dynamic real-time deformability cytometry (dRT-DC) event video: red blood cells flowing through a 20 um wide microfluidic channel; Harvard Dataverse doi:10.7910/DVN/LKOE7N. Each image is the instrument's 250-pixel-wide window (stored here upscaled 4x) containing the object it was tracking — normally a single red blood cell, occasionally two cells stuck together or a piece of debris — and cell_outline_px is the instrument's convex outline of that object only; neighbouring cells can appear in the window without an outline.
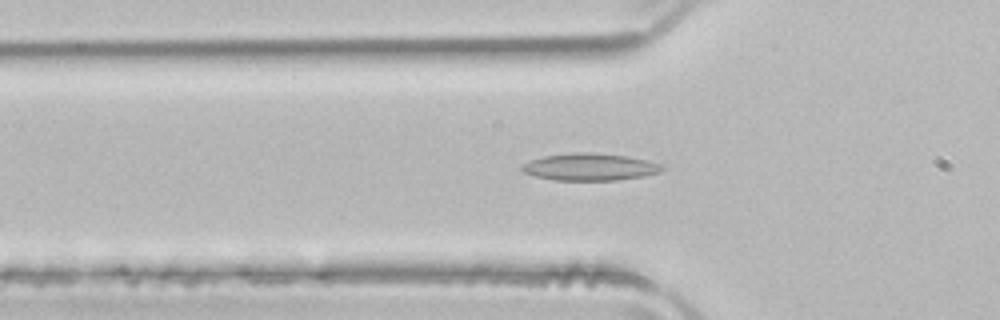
{"species": "common noctule bat (a hibernating species)", "species_latin": "Nyctalus noctula", "temperature_condition": "room temperature", "stored_images_in_passage": 49, "camera_frame_rate_fps": 3000, "um_per_image_px": 0.085, "animal": {"sex": "male", "body_mass_g": 21.5, "forearm_length_mm": 52.0}, "frame": {"image": 1, "passage_image": 17, "time_ms": 5.333, "image_size_px": [1000, 320], "cell_outline_px": [[664, 172], [644, 176], [616, 180], [552, 180], [536, 176], [524, 172], [520, 168], [524, 164], [532, 160], [544, 156], [576, 152], [592, 152], [624, 156], [664, 164]], "centroid_in_image_um": [50.19, 14.19], "position_along_channel_um": 75.6, "area_um2": 22.08}}
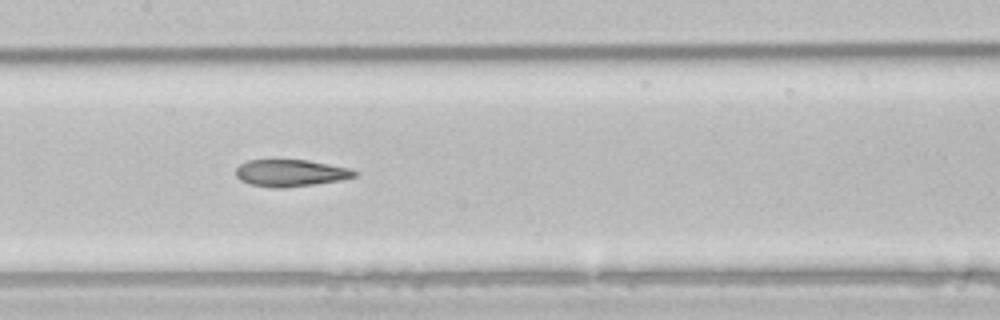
{"frame": {"image": 2, "passage_image": 25, "time_ms": 8.0, "image_size_px": [1000, 320], "cell_outline_px": [[356, 176], [340, 180], [284, 188], [268, 188], [252, 184], [240, 180], [236, 176], [236, 168], [240, 164], [248, 160], [308, 160], [348, 168], [356, 172]], "centroid_in_image_um": [24.65, 14.71], "position_along_channel_um": 182.7, "area_um2": 18.44}}
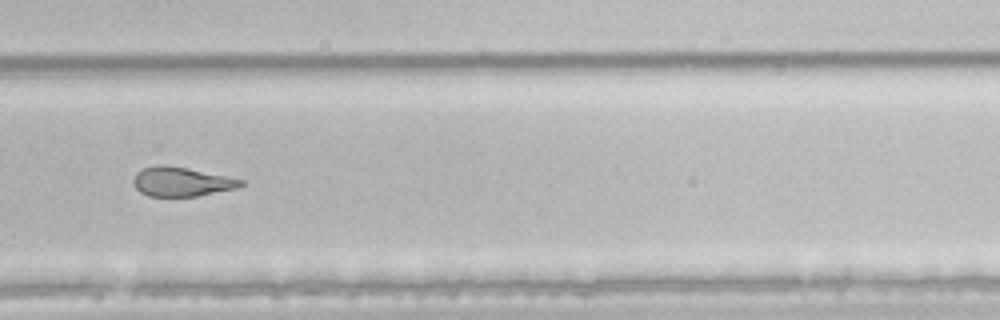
{"frame": {"image": 3, "passage_image": 35, "time_ms": 11.333, "image_size_px": [1000, 320], "cell_outline_px": [[244, 184], [236, 188], [196, 196], [148, 196], [140, 192], [132, 184], [132, 180], [136, 172], [144, 168], [156, 164], [160, 164], [188, 168], [244, 180]], "centroid_in_image_um": [15.37, 15.44], "position_along_channel_um": 314.4, "area_um2": 18.26}, "authors_computed_cell_mechanics": {"area_um2": 21.3282, "velocity_mm_per_s": 3.9712, "shape_relaxation_time_tau1_ms": null, "shape_relaxation_time_tau2_ms": 2.7341, "deformation_change_tau1": null, "deformation_change_tau2": 0.1099}}